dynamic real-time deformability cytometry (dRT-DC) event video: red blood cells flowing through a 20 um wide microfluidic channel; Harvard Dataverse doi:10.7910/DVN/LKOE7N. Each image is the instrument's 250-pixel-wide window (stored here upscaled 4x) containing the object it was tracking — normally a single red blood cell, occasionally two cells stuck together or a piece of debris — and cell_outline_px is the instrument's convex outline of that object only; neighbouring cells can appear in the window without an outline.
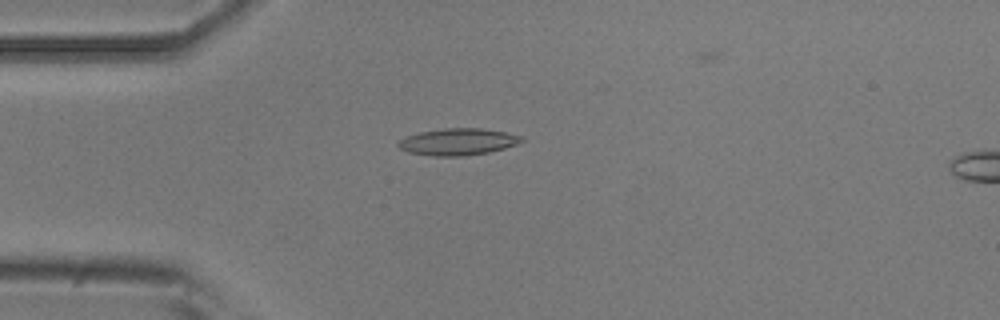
{"species": "common noctule bat (a hibernating species)", "species_latin": "Nyctalus noctula", "temperature_condition": "room temperature", "stored_images_in_passage": 5, "camera_frame_rate_fps": 3000, "um_per_image_px": 0.085, "animal": {"sex": "male", "body_mass_g": 20.5, "forearm_length_mm": 52.5}, "frame": {"image": 1, "passage_image": 4, "time_ms": 3.667, "image_size_px": [1000, 320], "cell_outline_px": [[524, 140], [516, 144], [504, 148], [488, 152], [464, 156], [432, 156], [408, 152], [400, 148], [396, 144], [400, 140], [408, 136], [420, 132], [444, 128], [480, 128], [508, 132], [524, 136]], "centroid_in_image_um": [38.95, 12.05], "position_along_channel_um": 46.1, "area_um2": 19.25}}